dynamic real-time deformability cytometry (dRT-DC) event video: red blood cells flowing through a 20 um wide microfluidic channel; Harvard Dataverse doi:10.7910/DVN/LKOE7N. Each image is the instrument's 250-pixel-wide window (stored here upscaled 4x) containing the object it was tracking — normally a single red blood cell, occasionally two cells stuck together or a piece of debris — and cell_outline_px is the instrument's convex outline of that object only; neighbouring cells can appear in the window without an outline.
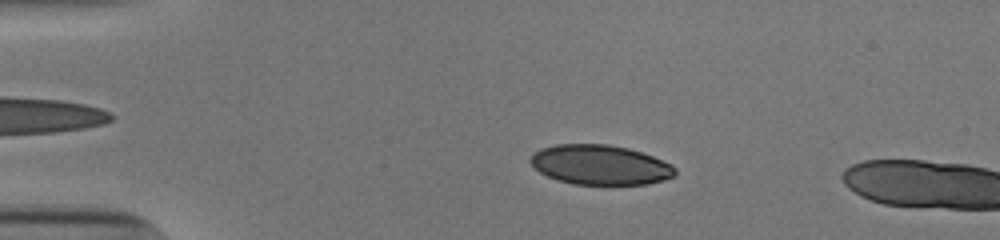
{"species": "human", "species_latin": "Homo sapiens", "temperature_condition": "cold", "stored_images_in_passage": 15, "camera_frame_rate_fps": 3000, "um_per_image_px": 0.085, "donor": {"sex": "male"}, "frame": {"image": 1, "passage_image": 11, "time_ms": 3.333, "image_size_px": [1000, 240], "cell_outline_px": [[676, 172], [672, 176], [664, 180], [648, 184], [572, 184], [556, 180], [540, 172], [528, 160], [532, 152], [556, 144], [608, 144], [628, 148], [652, 156], [672, 164], [676, 168]], "centroid_in_image_um": [51.0, 14.01], "position_along_channel_um": 34.0, "area_um2": 33.52}}